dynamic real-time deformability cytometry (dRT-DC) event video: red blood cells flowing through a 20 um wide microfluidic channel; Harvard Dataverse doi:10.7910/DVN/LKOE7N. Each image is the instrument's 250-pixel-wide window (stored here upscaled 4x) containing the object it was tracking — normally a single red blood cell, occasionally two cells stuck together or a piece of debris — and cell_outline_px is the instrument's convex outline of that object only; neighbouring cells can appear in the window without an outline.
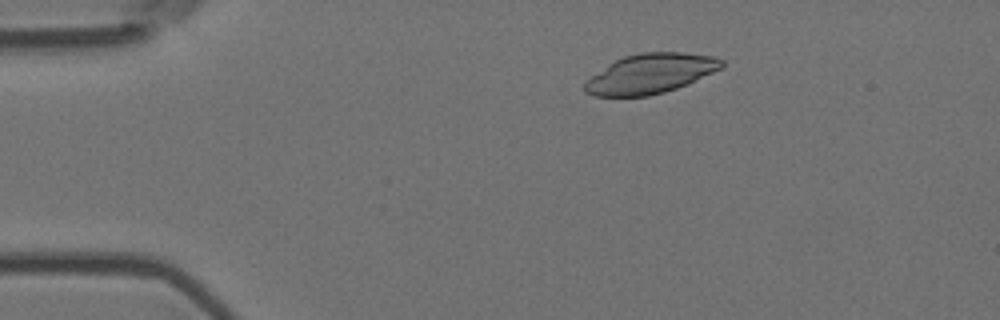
{"species": "Egyptian fruit bat (a non-hibernating species)", "species_latin": "Rousettus aegyptiacus", "temperature_condition": "room temperature", "stored_images_in_passage": 4, "camera_frame_rate_fps": 3000, "um_per_image_px": 0.085, "animal": {"sex": "female"}, "frame": {"image": 1, "passage_image": 3, "time_ms": 0.667, "image_size_px": [1000, 320], "cell_outline_px": [[724, 68], [688, 84], [664, 92], [648, 96], [592, 96], [584, 92], [584, 84], [592, 76], [608, 64], [624, 56], [640, 52], [684, 52], [712, 56], [724, 60]], "centroid_in_image_um": [55.32, 6.26], "position_along_channel_um": 29.7, "area_um2": 31.79}}